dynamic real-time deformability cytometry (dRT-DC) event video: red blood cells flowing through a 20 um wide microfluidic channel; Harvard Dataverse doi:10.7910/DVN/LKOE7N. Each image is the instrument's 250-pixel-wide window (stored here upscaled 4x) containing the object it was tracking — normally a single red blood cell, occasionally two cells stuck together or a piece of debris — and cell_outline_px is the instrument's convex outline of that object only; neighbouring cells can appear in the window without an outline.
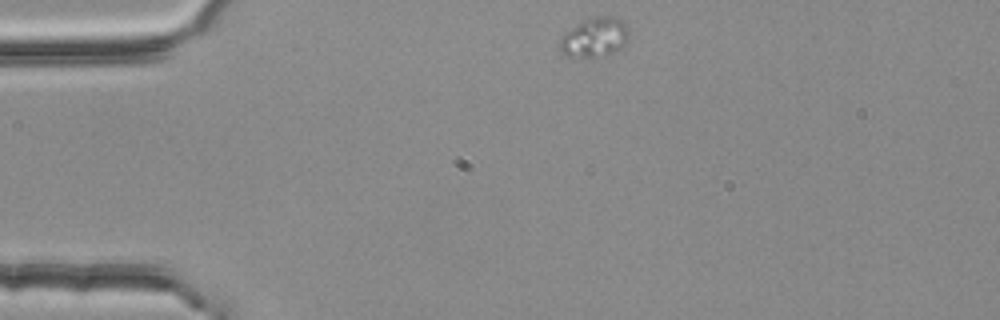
{"species": "common noctule bat (a hibernating species)", "species_latin": "Nyctalus noctula", "temperature_condition": "room temperature", "stored_images_in_passage": 46, "camera_frame_rate_fps": 3000, "um_per_image_px": 0.085, "animal": {"sex": "female", "body_mass_g": 25.1}, "frame": {"image": 1, "passage_image": 1, "time_ms": 0.0, "image_size_px": [1000, 320], "cell_outline_px": [[628, 36], [624, 44], [620, 48], [604, 56], [568, 56], [560, 48], [560, 40], [572, 28], [584, 20], [596, 16], [612, 16], [620, 20], [624, 24], [628, 32]], "centroid_in_image_um": [50.57, 3.17], "position_along_channel_um": 34.4, "area_um2": 15.14}}